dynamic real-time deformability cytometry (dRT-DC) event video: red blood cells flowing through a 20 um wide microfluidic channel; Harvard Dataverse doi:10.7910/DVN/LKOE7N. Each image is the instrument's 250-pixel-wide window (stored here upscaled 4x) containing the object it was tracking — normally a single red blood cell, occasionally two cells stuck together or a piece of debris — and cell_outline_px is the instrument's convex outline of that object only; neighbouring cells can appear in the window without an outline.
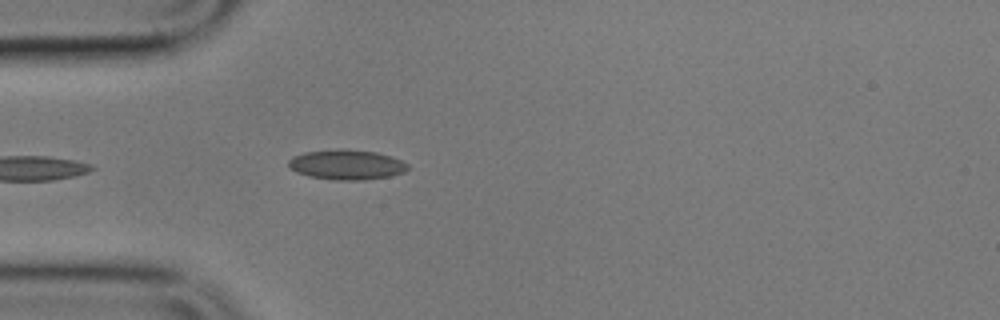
{"species": "common noctule bat (a hibernating species)", "species_latin": "Nyctalus noctula", "temperature_condition": "cold", "stored_images_in_passage": 4, "camera_frame_rate_fps": 3000, "um_per_image_px": 0.085, "animal": {"sex": "male", "body_mass_g": 17.9}, "frame": {"image": 1, "passage_image": 4, "time_ms": 4.333, "image_size_px": [1000, 320], "cell_outline_px": [[408, 168], [404, 172], [392, 176], [364, 180], [336, 180], [308, 176], [296, 172], [288, 168], [288, 160], [292, 156], [304, 152], [344, 148], [376, 152], [392, 156], [408, 164]], "centroid_in_image_um": [29.44, 13.99], "position_along_channel_um": 55.6, "area_um2": 21.1}}